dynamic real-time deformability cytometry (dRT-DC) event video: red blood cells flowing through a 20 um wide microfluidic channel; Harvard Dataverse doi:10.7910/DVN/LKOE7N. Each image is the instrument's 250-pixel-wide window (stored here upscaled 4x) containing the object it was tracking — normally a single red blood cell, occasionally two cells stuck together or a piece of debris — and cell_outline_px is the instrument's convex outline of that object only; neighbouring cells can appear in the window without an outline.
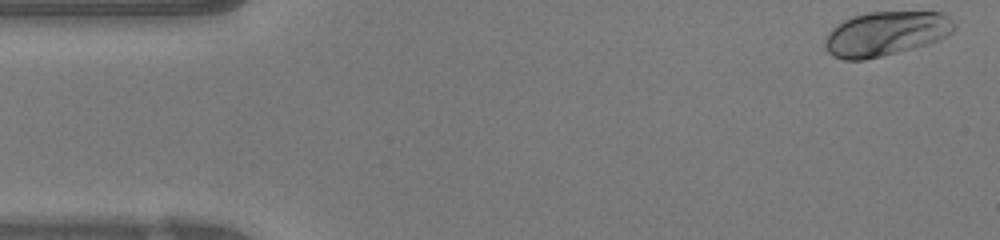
{"species": "human", "species_latin": "Homo sapiens", "temperature_condition": "warm", "stored_images_in_passage": 47, "camera_frame_rate_fps": 3000, "um_per_image_px": 0.085, "donor": {"sex": "female"}, "frame": {"image": 1, "passage_image": 1, "time_ms": 0.0, "image_size_px": [1000, 240], "cell_outline_px": [[956, 28], [948, 36], [924, 44], [896, 52], [864, 60], [844, 60], [832, 56], [828, 52], [824, 44], [824, 40], [828, 32], [836, 24], [852, 16], [868, 12], [940, 12], [948, 16], [956, 24]], "centroid_in_image_um": [75.26, 2.85], "position_along_channel_um": 9.7, "area_um2": 33.29}}
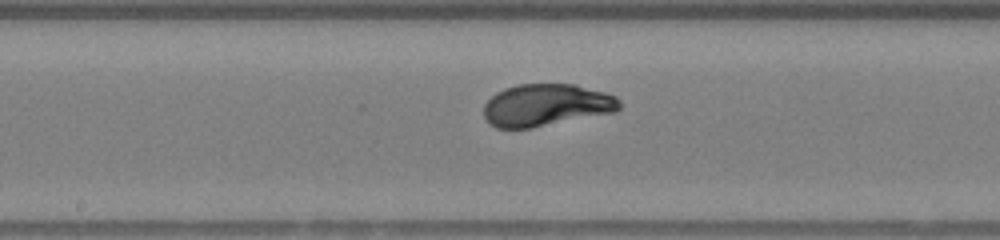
{"frame": {"image": 2, "passage_image": 23, "time_ms": 7.333, "image_size_px": [1000, 240], "cell_outline_px": [[620, 108], [616, 112], [532, 128], [496, 128], [488, 124], [484, 116], [484, 104], [496, 92], [504, 88], [516, 84], [576, 84], [604, 92], [616, 96], [620, 100]], "centroid_in_image_um": [46.42, 8.93], "position_along_channel_um": 201.8, "area_um2": 33.7}}
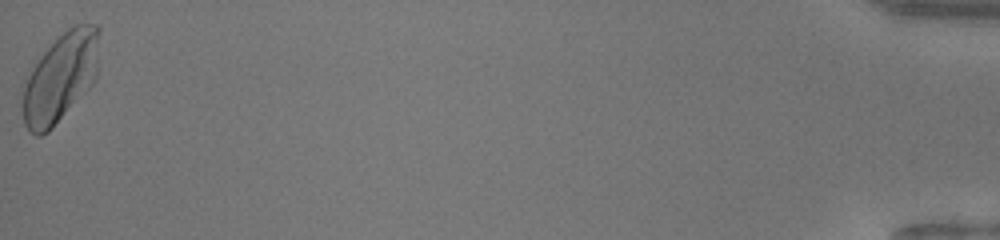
{"frame": {"image": 3, "passage_image": 47, "time_ms": 15.333, "image_size_px": [1000, 240], "cell_outline_px": [[100, 28], [96, 80], [48, 132], [40, 136], [36, 136], [24, 124], [20, 104], [24, 84], [28, 76], [40, 56], [68, 28], [76, 24], [100, 24]], "centroid_in_image_um": [5.14, 6.59], "position_along_channel_um": 430.1, "area_um2": 39.65}, "authors_computed_cell_mechanics": {"area_um2": 33.0038, "velocity_mm_per_s": 4.222, "shape_relaxation_time_tau1_ms": 2.1445, "shape_relaxation_time_tau2_ms": null, "deformation_change_tau1": 0.149, "deformation_change_tau2": null}}